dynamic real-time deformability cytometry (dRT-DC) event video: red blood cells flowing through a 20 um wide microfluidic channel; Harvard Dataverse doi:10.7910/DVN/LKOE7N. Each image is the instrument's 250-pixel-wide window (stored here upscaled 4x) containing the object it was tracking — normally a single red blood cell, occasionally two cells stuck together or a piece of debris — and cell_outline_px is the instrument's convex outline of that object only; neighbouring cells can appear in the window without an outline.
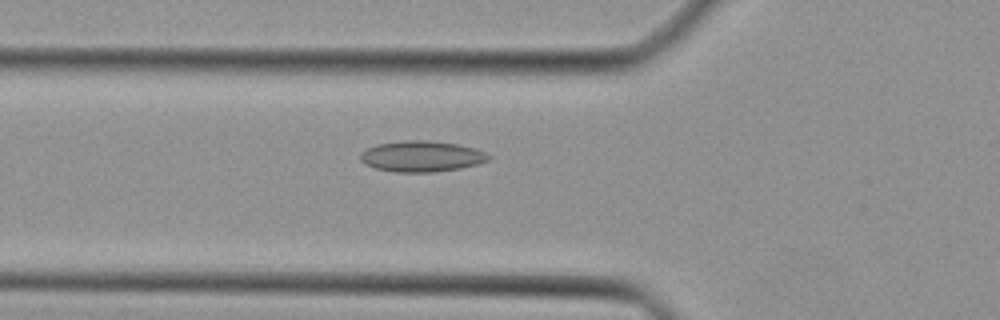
{"species": "Egyptian fruit bat (a non-hibernating species)", "species_latin": "Rousettus aegyptiacus", "temperature_condition": "cold", "stored_images_in_passage": 42, "camera_frame_rate_fps": 3000, "um_per_image_px": 0.085, "animal": {"sex": "female"}, "frame": {"image": 1, "passage_image": 13, "time_ms": 4.0, "image_size_px": [1000, 320], "cell_outline_px": [[492, 156], [488, 160], [476, 164], [460, 168], [432, 172], [396, 172], [376, 168], [364, 164], [360, 160], [360, 152], [364, 148], [376, 144], [404, 140], [428, 140], [456, 144], [476, 148]], "centroid_in_image_um": [35.79, 13.28], "position_along_channel_um": 90.0, "area_um2": 23.18}}
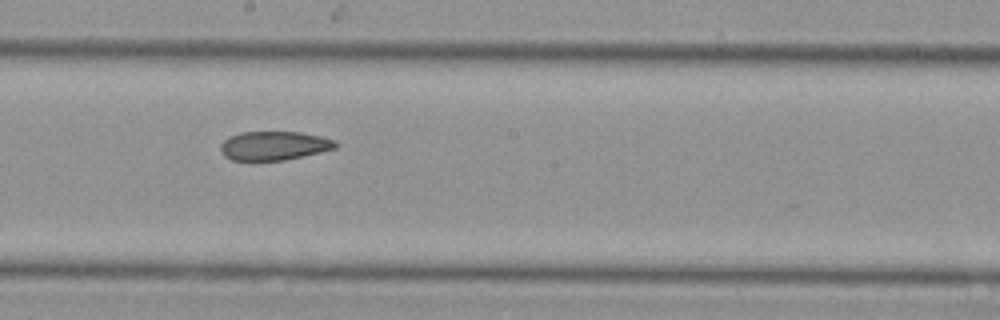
{"frame": {"image": 2, "passage_image": 22, "time_ms": 7.0, "image_size_px": [1000, 320], "cell_outline_px": [[340, 144], [336, 148], [304, 156], [284, 160], [252, 164], [232, 160], [224, 156], [220, 152], [220, 144], [228, 136], [240, 132], [300, 132], [320, 136], [336, 140]], "centroid_in_image_um": [23.23, 12.43], "position_along_channel_um": 225.0, "area_um2": 20.29}}
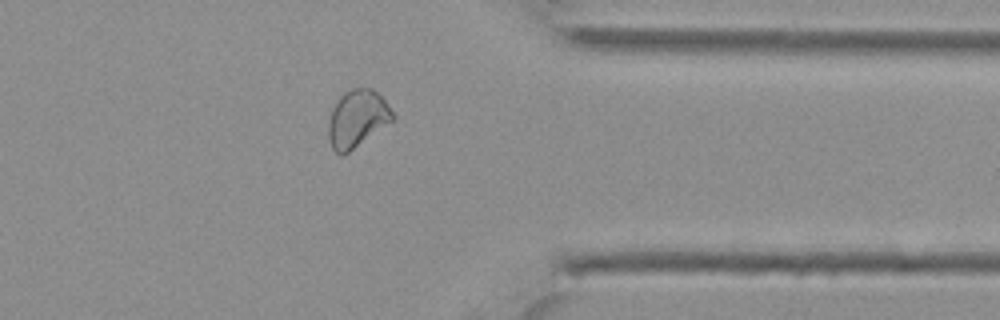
{"frame": {"image": 3, "passage_image": 33, "time_ms": 10.667, "image_size_px": [1000, 320], "cell_outline_px": [[396, 120], [348, 152], [340, 156], [332, 148], [328, 140], [328, 120], [332, 108], [340, 96], [344, 92], [352, 88], [372, 88], [384, 100], [396, 116]], "centroid_in_image_um": [30.37, 10.1], "position_along_channel_um": 381.0, "area_um2": 21.68}}